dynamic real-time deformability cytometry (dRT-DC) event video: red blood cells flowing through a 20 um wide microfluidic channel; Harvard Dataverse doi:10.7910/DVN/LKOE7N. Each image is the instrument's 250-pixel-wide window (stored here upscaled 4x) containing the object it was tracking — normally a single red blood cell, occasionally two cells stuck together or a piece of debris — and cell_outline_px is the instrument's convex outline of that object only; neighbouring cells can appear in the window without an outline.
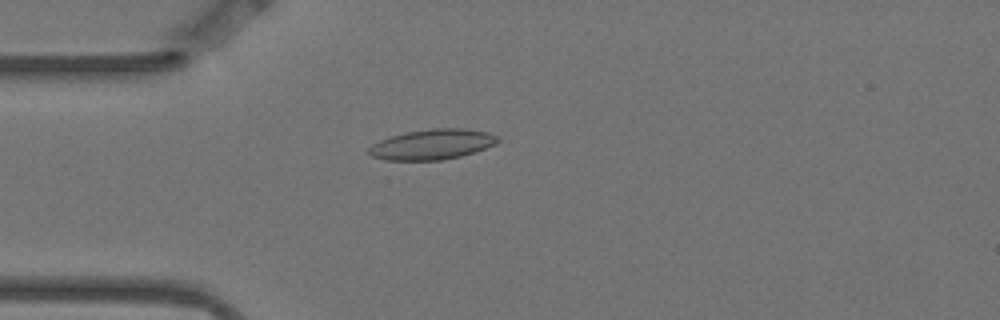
{"species": "Egyptian fruit bat (a non-hibernating species)", "species_latin": "Rousettus aegyptiacus", "temperature_condition": "warm", "stored_images_in_passage": 1, "camera_frame_rate_fps": 3000, "um_per_image_px": 0.085, "animal": {"sex": "female"}, "frame": {"image": 1, "passage_image": 1, "time_ms": 0.0, "image_size_px": [1000, 320], "cell_outline_px": [[500, 140], [496, 144], [460, 156], [440, 160], [384, 160], [372, 156], [368, 152], [368, 148], [372, 144], [388, 136], [408, 132], [432, 128], [464, 128], [488, 132], [496, 136]], "centroid_in_image_um": [36.71, 12.26], "position_along_channel_um": 48.3, "area_um2": 22.66}}